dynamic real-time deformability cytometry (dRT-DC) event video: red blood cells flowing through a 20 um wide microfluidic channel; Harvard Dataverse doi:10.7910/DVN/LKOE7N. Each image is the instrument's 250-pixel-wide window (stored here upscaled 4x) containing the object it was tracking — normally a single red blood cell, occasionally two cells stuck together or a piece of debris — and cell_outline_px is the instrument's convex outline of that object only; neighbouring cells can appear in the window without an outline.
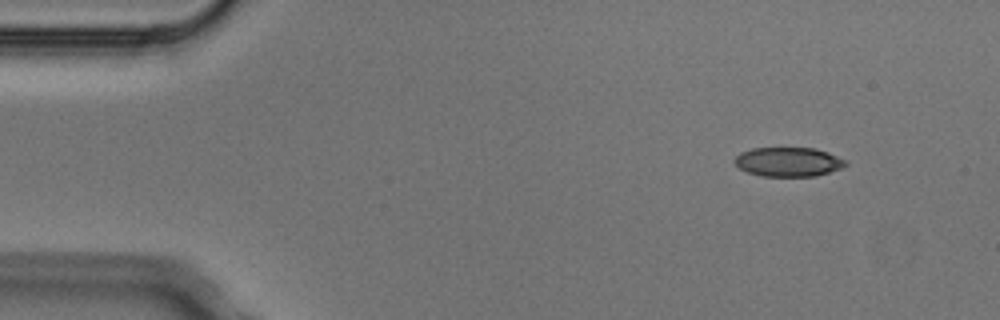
{"species": "Egyptian fruit bat (a non-hibernating species)", "species_latin": "Rousettus aegyptiacus", "temperature_condition": "cold", "stored_images_in_passage": 4, "camera_frame_rate_fps": 3000, "um_per_image_px": 0.085, "animal": {"sex": "male"}, "frame": {"image": 1, "passage_image": 1, "time_ms": 0.0, "image_size_px": [1000, 320], "cell_outline_px": [[848, 164], [840, 168], [816, 176], [764, 176], [748, 172], [740, 168], [732, 160], [740, 152], [752, 148], [816, 148], [828, 152], [844, 160]], "centroid_in_image_um": [66.98, 13.75], "position_along_channel_um": 18.0, "area_um2": 18.79}}